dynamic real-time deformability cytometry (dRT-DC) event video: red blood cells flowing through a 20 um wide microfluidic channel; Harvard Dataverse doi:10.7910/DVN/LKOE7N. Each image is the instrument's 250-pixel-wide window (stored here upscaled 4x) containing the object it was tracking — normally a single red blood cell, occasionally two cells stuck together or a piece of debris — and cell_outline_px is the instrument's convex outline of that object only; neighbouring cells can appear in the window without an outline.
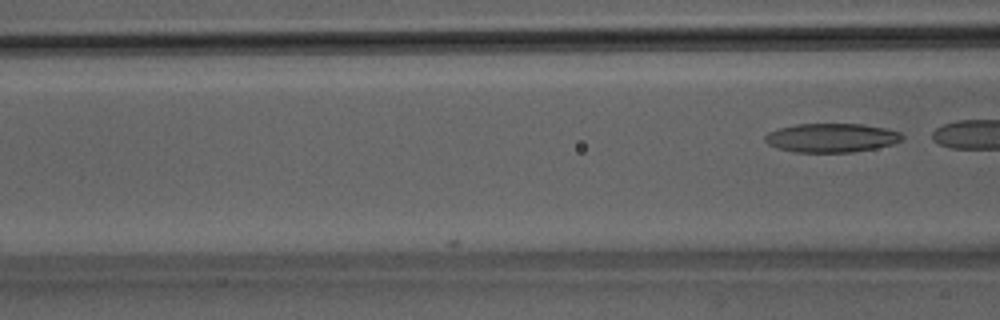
{"species": "Egyptian fruit bat (a non-hibernating species)", "species_latin": "Rousettus aegyptiacus", "temperature_condition": "room temperature", "stored_images_in_passage": 9, "camera_frame_rate_fps": 3000, "um_per_image_px": 0.085, "animal": {"sex": "male"}, "frame": {"image": 1, "passage_image": 9, "time_ms": 2.667, "image_size_px": [1000, 320], "cell_outline_px": [[904, 140], [892, 144], [876, 148], [852, 152], [796, 152], [776, 148], [768, 144], [764, 140], [764, 136], [768, 132], [780, 128], [796, 124], [864, 124], [888, 128], [900, 132], [904, 136]], "centroid_in_image_um": [70.7, 11.71], "position_along_channel_um": 95.9, "area_um2": 23.29}}